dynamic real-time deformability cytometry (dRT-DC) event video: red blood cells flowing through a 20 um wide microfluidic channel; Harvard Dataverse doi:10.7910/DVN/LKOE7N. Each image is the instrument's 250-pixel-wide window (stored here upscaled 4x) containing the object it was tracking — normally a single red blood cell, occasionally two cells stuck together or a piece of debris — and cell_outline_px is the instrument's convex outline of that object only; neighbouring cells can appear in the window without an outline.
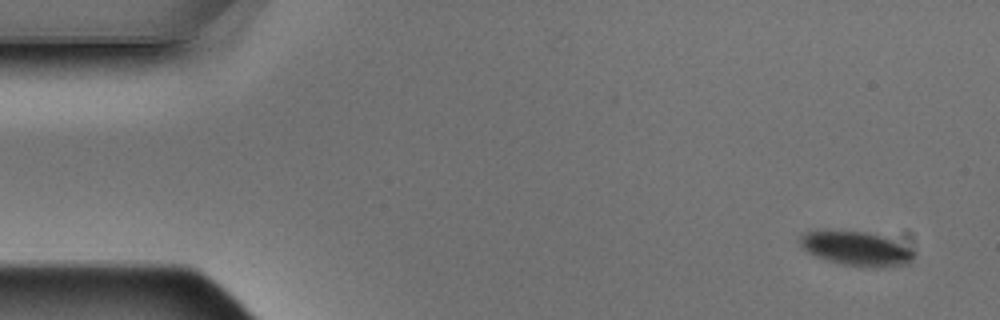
{"species": "Egyptian fruit bat (a non-hibernating species)", "species_latin": "Rousettus aegyptiacus", "temperature_condition": "warm", "stored_images_in_passage": 6, "camera_frame_rate_fps": 3000, "um_per_image_px": 0.085, "animal": {"sex": "male"}, "frame": {"image": 1, "passage_image": 1, "time_ms": 0.0, "image_size_px": [1000, 320], "cell_outline_px": [[916, 256], [908, 264], [844, 264], [816, 256], [808, 252], [800, 244], [800, 236], [804, 232], [824, 228], [864, 232], [884, 236], [916, 252]], "centroid_in_image_um": [72.69, 21.03], "position_along_channel_um": 12.3, "area_um2": 22.02}}
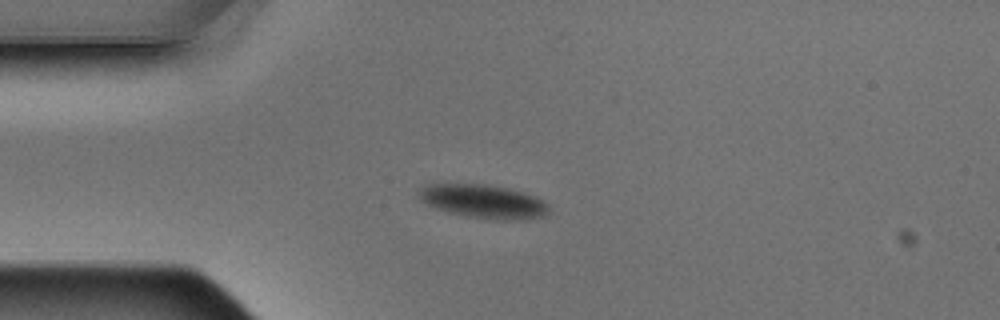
{"frame": {"image": 2, "passage_image": 4, "time_ms": 1.0, "image_size_px": [1000, 320], "cell_outline_px": [[548, 212], [544, 216], [524, 220], [496, 220], [468, 216], [448, 212], [436, 208], [420, 200], [416, 192], [416, 188], [424, 184], [484, 184], [508, 188], [524, 192], [536, 196], [548, 204]], "centroid_in_image_um": [41.06, 17.11], "position_along_channel_um": 43.9, "area_um2": 25.78}}
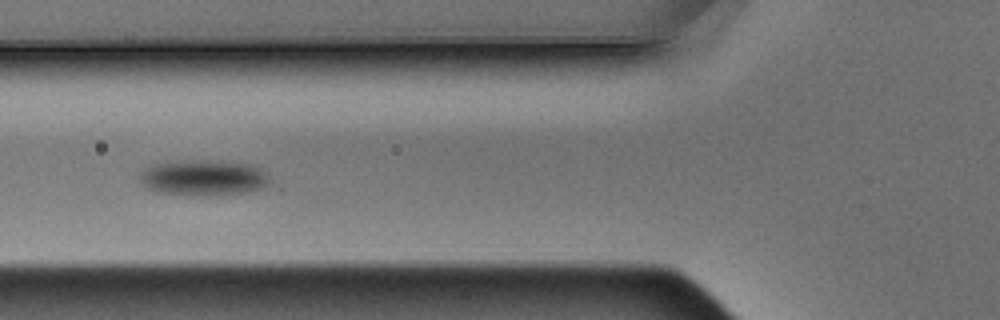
{"frame": {"image": 3, "passage_image": 6, "time_ms": 1.667, "image_size_px": [1000, 320], "cell_outline_px": [[272, 180], [268, 184], [260, 188], [248, 192], [208, 196], [204, 196], [156, 192], [148, 188], [140, 180], [140, 176], [144, 168], [152, 164], [180, 160], [220, 160], [256, 164], [264, 168], [268, 172]], "centroid_in_image_um": [17.39, 15.08], "position_along_channel_um": 108.4, "area_um2": 27.8}}